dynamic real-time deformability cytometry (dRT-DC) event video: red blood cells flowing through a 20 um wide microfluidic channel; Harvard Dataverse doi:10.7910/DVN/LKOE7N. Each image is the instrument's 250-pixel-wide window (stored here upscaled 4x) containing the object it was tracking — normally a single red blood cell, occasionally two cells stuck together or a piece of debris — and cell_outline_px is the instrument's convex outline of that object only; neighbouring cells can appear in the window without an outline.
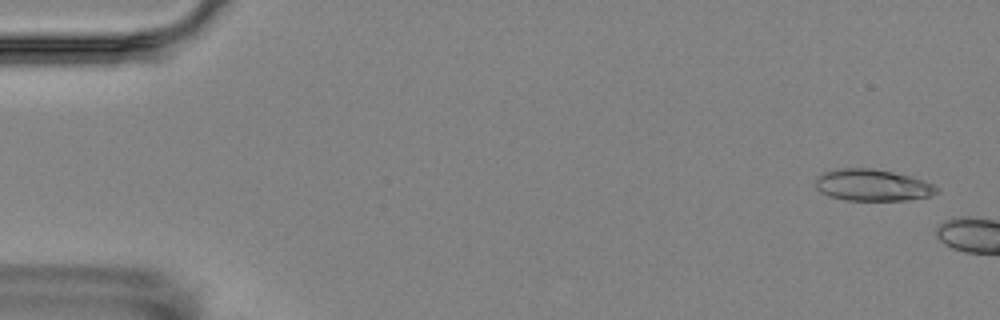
{"species": "Egyptian fruit bat (a non-hibernating species)", "species_latin": "Rousettus aegyptiacus", "temperature_condition": "room temperature", "stored_images_in_passage": 4, "camera_frame_rate_fps": 3000, "um_per_image_px": 0.085, "animal": {"sex": "female"}, "frame": {"image": 1, "passage_image": 1, "time_ms": 0.0, "image_size_px": [1000, 320], "cell_outline_px": [[940, 192], [932, 196], [908, 200], [848, 200], [828, 196], [820, 192], [816, 188], [816, 176], [824, 172], [840, 168], [872, 168], [892, 172], [924, 180], [940, 188]], "centroid_in_image_um": [74.18, 15.74], "position_along_channel_um": 10.8, "area_um2": 22.48}}